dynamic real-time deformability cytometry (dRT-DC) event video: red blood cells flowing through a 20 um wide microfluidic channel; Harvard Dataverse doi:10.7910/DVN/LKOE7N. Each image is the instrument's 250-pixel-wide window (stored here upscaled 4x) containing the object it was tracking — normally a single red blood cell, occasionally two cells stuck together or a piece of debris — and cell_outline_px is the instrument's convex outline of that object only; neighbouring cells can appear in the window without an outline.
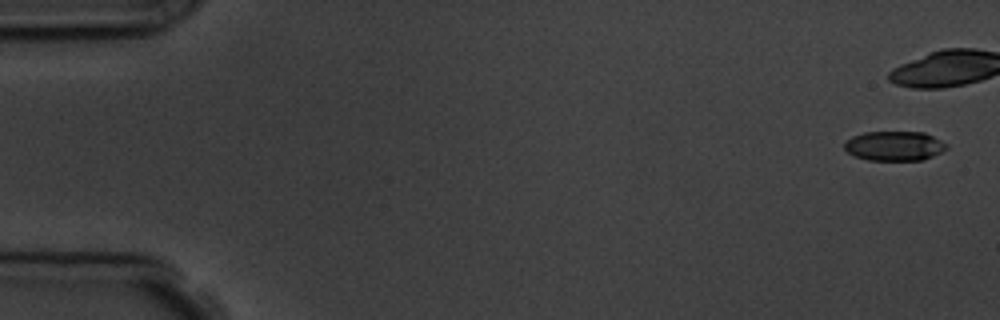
{"species": "common noctule bat (a hibernating species)", "species_latin": "Nyctalus noctula", "temperature_condition": "room temperature", "stored_images_in_passage": 6, "camera_frame_rate_fps": 3000, "um_per_image_px": 0.085, "animal": {"sex": "male", "body_mass_g": 19.5, "forearm_length_mm": 54.6}, "frame": {"image": 1, "passage_image": 1, "time_ms": 0.0, "image_size_px": [1000, 320], "cell_outline_px": [[948, 148], [924, 160], [868, 160], [856, 156], [848, 152], [844, 148], [844, 140], [852, 136], [864, 132], [924, 132], [948, 144]], "centroid_in_image_um": [76.01, 12.4], "position_along_channel_um": 9.0, "area_um2": 17.63}}